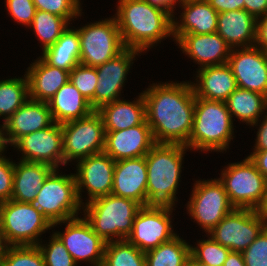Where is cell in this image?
<instances>
[{
	"label": "cell",
	"instance_id": "cell-1",
	"mask_svg": "<svg viewBox=\"0 0 267 266\" xmlns=\"http://www.w3.org/2000/svg\"><path fill=\"white\" fill-rule=\"evenodd\" d=\"M146 121L156 143L181 144L188 148L192 131L195 93L192 84H153L143 93Z\"/></svg>",
	"mask_w": 267,
	"mask_h": 266
},
{
	"label": "cell",
	"instance_id": "cell-2",
	"mask_svg": "<svg viewBox=\"0 0 267 266\" xmlns=\"http://www.w3.org/2000/svg\"><path fill=\"white\" fill-rule=\"evenodd\" d=\"M115 18L125 48L141 53L173 35V17L144 0H119Z\"/></svg>",
	"mask_w": 267,
	"mask_h": 266
},
{
	"label": "cell",
	"instance_id": "cell-3",
	"mask_svg": "<svg viewBox=\"0 0 267 266\" xmlns=\"http://www.w3.org/2000/svg\"><path fill=\"white\" fill-rule=\"evenodd\" d=\"M186 149L189 148L181 144L156 143L145 155L147 206L173 207Z\"/></svg>",
	"mask_w": 267,
	"mask_h": 266
},
{
	"label": "cell",
	"instance_id": "cell-4",
	"mask_svg": "<svg viewBox=\"0 0 267 266\" xmlns=\"http://www.w3.org/2000/svg\"><path fill=\"white\" fill-rule=\"evenodd\" d=\"M233 132V120L226 102L195 97L188 148L221 152L229 147Z\"/></svg>",
	"mask_w": 267,
	"mask_h": 266
},
{
	"label": "cell",
	"instance_id": "cell-5",
	"mask_svg": "<svg viewBox=\"0 0 267 266\" xmlns=\"http://www.w3.org/2000/svg\"><path fill=\"white\" fill-rule=\"evenodd\" d=\"M85 219L105 242L122 241L131 234L133 220L142 205L112 194L85 203Z\"/></svg>",
	"mask_w": 267,
	"mask_h": 266
},
{
	"label": "cell",
	"instance_id": "cell-6",
	"mask_svg": "<svg viewBox=\"0 0 267 266\" xmlns=\"http://www.w3.org/2000/svg\"><path fill=\"white\" fill-rule=\"evenodd\" d=\"M0 226L7 246H23L38 245L52 224L32 203L9 200L0 203Z\"/></svg>",
	"mask_w": 267,
	"mask_h": 266
},
{
	"label": "cell",
	"instance_id": "cell-7",
	"mask_svg": "<svg viewBox=\"0 0 267 266\" xmlns=\"http://www.w3.org/2000/svg\"><path fill=\"white\" fill-rule=\"evenodd\" d=\"M54 169L45 179L32 203L51 223L76 218L82 207L75 175H59Z\"/></svg>",
	"mask_w": 267,
	"mask_h": 266
},
{
	"label": "cell",
	"instance_id": "cell-8",
	"mask_svg": "<svg viewBox=\"0 0 267 266\" xmlns=\"http://www.w3.org/2000/svg\"><path fill=\"white\" fill-rule=\"evenodd\" d=\"M221 174L219 180L235 208L256 210L259 207L267 180L249 157L242 162L229 164Z\"/></svg>",
	"mask_w": 267,
	"mask_h": 266
},
{
	"label": "cell",
	"instance_id": "cell-9",
	"mask_svg": "<svg viewBox=\"0 0 267 266\" xmlns=\"http://www.w3.org/2000/svg\"><path fill=\"white\" fill-rule=\"evenodd\" d=\"M77 30L82 65L97 67L125 49L115 17L87 24Z\"/></svg>",
	"mask_w": 267,
	"mask_h": 266
},
{
	"label": "cell",
	"instance_id": "cell-10",
	"mask_svg": "<svg viewBox=\"0 0 267 266\" xmlns=\"http://www.w3.org/2000/svg\"><path fill=\"white\" fill-rule=\"evenodd\" d=\"M61 127L64 165L104 151V123L96 110L87 117L62 123Z\"/></svg>",
	"mask_w": 267,
	"mask_h": 266
},
{
	"label": "cell",
	"instance_id": "cell-11",
	"mask_svg": "<svg viewBox=\"0 0 267 266\" xmlns=\"http://www.w3.org/2000/svg\"><path fill=\"white\" fill-rule=\"evenodd\" d=\"M191 195L188 213L206 232L235 209L219 179L196 181Z\"/></svg>",
	"mask_w": 267,
	"mask_h": 266
},
{
	"label": "cell",
	"instance_id": "cell-12",
	"mask_svg": "<svg viewBox=\"0 0 267 266\" xmlns=\"http://www.w3.org/2000/svg\"><path fill=\"white\" fill-rule=\"evenodd\" d=\"M266 226L256 210L235 208L207 234L231 251L242 253Z\"/></svg>",
	"mask_w": 267,
	"mask_h": 266
},
{
	"label": "cell",
	"instance_id": "cell-13",
	"mask_svg": "<svg viewBox=\"0 0 267 266\" xmlns=\"http://www.w3.org/2000/svg\"><path fill=\"white\" fill-rule=\"evenodd\" d=\"M172 206H142L133 220V229L126 240L140 251L147 252L169 241L173 233L171 219Z\"/></svg>",
	"mask_w": 267,
	"mask_h": 266
},
{
	"label": "cell",
	"instance_id": "cell-14",
	"mask_svg": "<svg viewBox=\"0 0 267 266\" xmlns=\"http://www.w3.org/2000/svg\"><path fill=\"white\" fill-rule=\"evenodd\" d=\"M60 223L67 224L65 232L54 233L63 242L75 263L83 260L91 262L93 266H102L106 242L94 232L91 224L85 218L76 217L54 223L52 227Z\"/></svg>",
	"mask_w": 267,
	"mask_h": 266
},
{
	"label": "cell",
	"instance_id": "cell-15",
	"mask_svg": "<svg viewBox=\"0 0 267 266\" xmlns=\"http://www.w3.org/2000/svg\"><path fill=\"white\" fill-rule=\"evenodd\" d=\"M14 147L22 151V161L46 163L57 169L59 163L64 165L63 134L59 123L24 135L14 144Z\"/></svg>",
	"mask_w": 267,
	"mask_h": 266
},
{
	"label": "cell",
	"instance_id": "cell-16",
	"mask_svg": "<svg viewBox=\"0 0 267 266\" xmlns=\"http://www.w3.org/2000/svg\"><path fill=\"white\" fill-rule=\"evenodd\" d=\"M240 50V51H239ZM227 64L237 87L258 92L267 97V53L257 46L231 50Z\"/></svg>",
	"mask_w": 267,
	"mask_h": 266
},
{
	"label": "cell",
	"instance_id": "cell-17",
	"mask_svg": "<svg viewBox=\"0 0 267 266\" xmlns=\"http://www.w3.org/2000/svg\"><path fill=\"white\" fill-rule=\"evenodd\" d=\"M77 166L76 186L80 203L81 190L85 187L89 194L88 202L110 195L113 187L115 160L107 153L100 152L80 159Z\"/></svg>",
	"mask_w": 267,
	"mask_h": 266
},
{
	"label": "cell",
	"instance_id": "cell-18",
	"mask_svg": "<svg viewBox=\"0 0 267 266\" xmlns=\"http://www.w3.org/2000/svg\"><path fill=\"white\" fill-rule=\"evenodd\" d=\"M140 51L125 48L113 59L96 67L98 79L94 93V110L102 105L113 102L118 98L126 80L133 58Z\"/></svg>",
	"mask_w": 267,
	"mask_h": 266
},
{
	"label": "cell",
	"instance_id": "cell-19",
	"mask_svg": "<svg viewBox=\"0 0 267 266\" xmlns=\"http://www.w3.org/2000/svg\"><path fill=\"white\" fill-rule=\"evenodd\" d=\"M155 144L146 120L127 129L105 131L104 152L115 161L145 156Z\"/></svg>",
	"mask_w": 267,
	"mask_h": 266
},
{
	"label": "cell",
	"instance_id": "cell-20",
	"mask_svg": "<svg viewBox=\"0 0 267 266\" xmlns=\"http://www.w3.org/2000/svg\"><path fill=\"white\" fill-rule=\"evenodd\" d=\"M29 99L1 126L5 131L3 136L6 145L9 143L13 146L24 135L45 129L54 123L48 102Z\"/></svg>",
	"mask_w": 267,
	"mask_h": 266
},
{
	"label": "cell",
	"instance_id": "cell-21",
	"mask_svg": "<svg viewBox=\"0 0 267 266\" xmlns=\"http://www.w3.org/2000/svg\"><path fill=\"white\" fill-rule=\"evenodd\" d=\"M183 53L189 55L202 68L222 65L228 62L231 47L217 33L211 34H173Z\"/></svg>",
	"mask_w": 267,
	"mask_h": 266
},
{
	"label": "cell",
	"instance_id": "cell-22",
	"mask_svg": "<svg viewBox=\"0 0 267 266\" xmlns=\"http://www.w3.org/2000/svg\"><path fill=\"white\" fill-rule=\"evenodd\" d=\"M111 194L130 198L147 206V166L145 156L115 161Z\"/></svg>",
	"mask_w": 267,
	"mask_h": 266
},
{
	"label": "cell",
	"instance_id": "cell-23",
	"mask_svg": "<svg viewBox=\"0 0 267 266\" xmlns=\"http://www.w3.org/2000/svg\"><path fill=\"white\" fill-rule=\"evenodd\" d=\"M197 72L198 83H192L195 97L225 102L237 88L236 79L227 63L205 66Z\"/></svg>",
	"mask_w": 267,
	"mask_h": 266
},
{
	"label": "cell",
	"instance_id": "cell-24",
	"mask_svg": "<svg viewBox=\"0 0 267 266\" xmlns=\"http://www.w3.org/2000/svg\"><path fill=\"white\" fill-rule=\"evenodd\" d=\"M29 98L48 102L69 80V72L47 64L41 57L26 72Z\"/></svg>",
	"mask_w": 267,
	"mask_h": 266
},
{
	"label": "cell",
	"instance_id": "cell-25",
	"mask_svg": "<svg viewBox=\"0 0 267 266\" xmlns=\"http://www.w3.org/2000/svg\"><path fill=\"white\" fill-rule=\"evenodd\" d=\"M181 23L173 18V34H211L217 31L218 12L207 0H184Z\"/></svg>",
	"mask_w": 267,
	"mask_h": 266
},
{
	"label": "cell",
	"instance_id": "cell-26",
	"mask_svg": "<svg viewBox=\"0 0 267 266\" xmlns=\"http://www.w3.org/2000/svg\"><path fill=\"white\" fill-rule=\"evenodd\" d=\"M256 21L245 9L219 13L216 32L231 49L254 46Z\"/></svg>",
	"mask_w": 267,
	"mask_h": 266
},
{
	"label": "cell",
	"instance_id": "cell-27",
	"mask_svg": "<svg viewBox=\"0 0 267 266\" xmlns=\"http://www.w3.org/2000/svg\"><path fill=\"white\" fill-rule=\"evenodd\" d=\"M46 163H14L13 192L11 200L33 203L45 179L54 170Z\"/></svg>",
	"mask_w": 267,
	"mask_h": 266
},
{
	"label": "cell",
	"instance_id": "cell-28",
	"mask_svg": "<svg viewBox=\"0 0 267 266\" xmlns=\"http://www.w3.org/2000/svg\"><path fill=\"white\" fill-rule=\"evenodd\" d=\"M102 117L105 131H119L142 124L146 120L145 101L141 93L136 101L115 100L96 110Z\"/></svg>",
	"mask_w": 267,
	"mask_h": 266
},
{
	"label": "cell",
	"instance_id": "cell-29",
	"mask_svg": "<svg viewBox=\"0 0 267 266\" xmlns=\"http://www.w3.org/2000/svg\"><path fill=\"white\" fill-rule=\"evenodd\" d=\"M48 105L54 122L59 124L87 117L94 111L90 102L69 80L58 89Z\"/></svg>",
	"mask_w": 267,
	"mask_h": 266
},
{
	"label": "cell",
	"instance_id": "cell-30",
	"mask_svg": "<svg viewBox=\"0 0 267 266\" xmlns=\"http://www.w3.org/2000/svg\"><path fill=\"white\" fill-rule=\"evenodd\" d=\"M42 59L49 65L70 72L80 64V38L77 29H67L50 47L42 50Z\"/></svg>",
	"mask_w": 267,
	"mask_h": 266
},
{
	"label": "cell",
	"instance_id": "cell-31",
	"mask_svg": "<svg viewBox=\"0 0 267 266\" xmlns=\"http://www.w3.org/2000/svg\"><path fill=\"white\" fill-rule=\"evenodd\" d=\"M225 102L231 117L235 116L252 126L258 123L259 117L267 109L265 95L240 87H237Z\"/></svg>",
	"mask_w": 267,
	"mask_h": 266
},
{
	"label": "cell",
	"instance_id": "cell-32",
	"mask_svg": "<svg viewBox=\"0 0 267 266\" xmlns=\"http://www.w3.org/2000/svg\"><path fill=\"white\" fill-rule=\"evenodd\" d=\"M190 245L179 235L145 252L146 266H188Z\"/></svg>",
	"mask_w": 267,
	"mask_h": 266
},
{
	"label": "cell",
	"instance_id": "cell-33",
	"mask_svg": "<svg viewBox=\"0 0 267 266\" xmlns=\"http://www.w3.org/2000/svg\"><path fill=\"white\" fill-rule=\"evenodd\" d=\"M29 99L28 81L24 78H11L0 81V116L4 122Z\"/></svg>",
	"mask_w": 267,
	"mask_h": 266
},
{
	"label": "cell",
	"instance_id": "cell-34",
	"mask_svg": "<svg viewBox=\"0 0 267 266\" xmlns=\"http://www.w3.org/2000/svg\"><path fill=\"white\" fill-rule=\"evenodd\" d=\"M102 266H146L145 252L127 240L106 242Z\"/></svg>",
	"mask_w": 267,
	"mask_h": 266
},
{
	"label": "cell",
	"instance_id": "cell-35",
	"mask_svg": "<svg viewBox=\"0 0 267 266\" xmlns=\"http://www.w3.org/2000/svg\"><path fill=\"white\" fill-rule=\"evenodd\" d=\"M68 21L58 15L37 10L30 27L42 41L43 49L53 45L68 27Z\"/></svg>",
	"mask_w": 267,
	"mask_h": 266
},
{
	"label": "cell",
	"instance_id": "cell-36",
	"mask_svg": "<svg viewBox=\"0 0 267 266\" xmlns=\"http://www.w3.org/2000/svg\"><path fill=\"white\" fill-rule=\"evenodd\" d=\"M0 266H45L37 245L7 246Z\"/></svg>",
	"mask_w": 267,
	"mask_h": 266
},
{
	"label": "cell",
	"instance_id": "cell-37",
	"mask_svg": "<svg viewBox=\"0 0 267 266\" xmlns=\"http://www.w3.org/2000/svg\"><path fill=\"white\" fill-rule=\"evenodd\" d=\"M231 250L215 242L211 237L199 241L197 247L190 246V256L201 263L210 266H223Z\"/></svg>",
	"mask_w": 267,
	"mask_h": 266
},
{
	"label": "cell",
	"instance_id": "cell-38",
	"mask_svg": "<svg viewBox=\"0 0 267 266\" xmlns=\"http://www.w3.org/2000/svg\"><path fill=\"white\" fill-rule=\"evenodd\" d=\"M97 79L98 75L96 67L78 64L69 72V81L90 102V105L93 109Z\"/></svg>",
	"mask_w": 267,
	"mask_h": 266
},
{
	"label": "cell",
	"instance_id": "cell-39",
	"mask_svg": "<svg viewBox=\"0 0 267 266\" xmlns=\"http://www.w3.org/2000/svg\"><path fill=\"white\" fill-rule=\"evenodd\" d=\"M51 238L47 246L40 243L37 245L42 253L45 266H76L60 238L55 233Z\"/></svg>",
	"mask_w": 267,
	"mask_h": 266
},
{
	"label": "cell",
	"instance_id": "cell-40",
	"mask_svg": "<svg viewBox=\"0 0 267 266\" xmlns=\"http://www.w3.org/2000/svg\"><path fill=\"white\" fill-rule=\"evenodd\" d=\"M33 3L37 10L61 16L68 22L81 16L80 0H33Z\"/></svg>",
	"mask_w": 267,
	"mask_h": 266
},
{
	"label": "cell",
	"instance_id": "cell-41",
	"mask_svg": "<svg viewBox=\"0 0 267 266\" xmlns=\"http://www.w3.org/2000/svg\"><path fill=\"white\" fill-rule=\"evenodd\" d=\"M242 255L246 266H267V226Z\"/></svg>",
	"mask_w": 267,
	"mask_h": 266
},
{
	"label": "cell",
	"instance_id": "cell-42",
	"mask_svg": "<svg viewBox=\"0 0 267 266\" xmlns=\"http://www.w3.org/2000/svg\"><path fill=\"white\" fill-rule=\"evenodd\" d=\"M7 11L11 17L22 25L30 26L36 14L33 0H6Z\"/></svg>",
	"mask_w": 267,
	"mask_h": 266
},
{
	"label": "cell",
	"instance_id": "cell-43",
	"mask_svg": "<svg viewBox=\"0 0 267 266\" xmlns=\"http://www.w3.org/2000/svg\"><path fill=\"white\" fill-rule=\"evenodd\" d=\"M0 154V203L9 201L13 192L14 162Z\"/></svg>",
	"mask_w": 267,
	"mask_h": 266
},
{
	"label": "cell",
	"instance_id": "cell-44",
	"mask_svg": "<svg viewBox=\"0 0 267 266\" xmlns=\"http://www.w3.org/2000/svg\"><path fill=\"white\" fill-rule=\"evenodd\" d=\"M207 1L218 13L244 9V0H207Z\"/></svg>",
	"mask_w": 267,
	"mask_h": 266
},
{
	"label": "cell",
	"instance_id": "cell-45",
	"mask_svg": "<svg viewBox=\"0 0 267 266\" xmlns=\"http://www.w3.org/2000/svg\"><path fill=\"white\" fill-rule=\"evenodd\" d=\"M257 44V45H256ZM254 46L267 53V15L256 21V35Z\"/></svg>",
	"mask_w": 267,
	"mask_h": 266
},
{
	"label": "cell",
	"instance_id": "cell-46",
	"mask_svg": "<svg viewBox=\"0 0 267 266\" xmlns=\"http://www.w3.org/2000/svg\"><path fill=\"white\" fill-rule=\"evenodd\" d=\"M244 9L256 19L267 15V0H244Z\"/></svg>",
	"mask_w": 267,
	"mask_h": 266
},
{
	"label": "cell",
	"instance_id": "cell-47",
	"mask_svg": "<svg viewBox=\"0 0 267 266\" xmlns=\"http://www.w3.org/2000/svg\"><path fill=\"white\" fill-rule=\"evenodd\" d=\"M248 157L256 165L257 170L267 180V150L254 151Z\"/></svg>",
	"mask_w": 267,
	"mask_h": 266
},
{
	"label": "cell",
	"instance_id": "cell-48",
	"mask_svg": "<svg viewBox=\"0 0 267 266\" xmlns=\"http://www.w3.org/2000/svg\"><path fill=\"white\" fill-rule=\"evenodd\" d=\"M254 149V151L267 150V115H265L263 122L260 124Z\"/></svg>",
	"mask_w": 267,
	"mask_h": 266
},
{
	"label": "cell",
	"instance_id": "cell-49",
	"mask_svg": "<svg viewBox=\"0 0 267 266\" xmlns=\"http://www.w3.org/2000/svg\"><path fill=\"white\" fill-rule=\"evenodd\" d=\"M223 266H246L241 252L231 251Z\"/></svg>",
	"mask_w": 267,
	"mask_h": 266
},
{
	"label": "cell",
	"instance_id": "cell-50",
	"mask_svg": "<svg viewBox=\"0 0 267 266\" xmlns=\"http://www.w3.org/2000/svg\"><path fill=\"white\" fill-rule=\"evenodd\" d=\"M256 211L267 222V181L265 184L263 200Z\"/></svg>",
	"mask_w": 267,
	"mask_h": 266
},
{
	"label": "cell",
	"instance_id": "cell-51",
	"mask_svg": "<svg viewBox=\"0 0 267 266\" xmlns=\"http://www.w3.org/2000/svg\"><path fill=\"white\" fill-rule=\"evenodd\" d=\"M147 3H149L152 6L159 7L161 9L167 10L172 16L173 15V10L163 1V0H144Z\"/></svg>",
	"mask_w": 267,
	"mask_h": 266
},
{
	"label": "cell",
	"instance_id": "cell-52",
	"mask_svg": "<svg viewBox=\"0 0 267 266\" xmlns=\"http://www.w3.org/2000/svg\"><path fill=\"white\" fill-rule=\"evenodd\" d=\"M7 248V244L4 240V237H3V233H2V229H1V226H0V262L4 256V253H5V250Z\"/></svg>",
	"mask_w": 267,
	"mask_h": 266
},
{
	"label": "cell",
	"instance_id": "cell-53",
	"mask_svg": "<svg viewBox=\"0 0 267 266\" xmlns=\"http://www.w3.org/2000/svg\"><path fill=\"white\" fill-rule=\"evenodd\" d=\"M2 129V130H1ZM3 128H0V154H2L6 148V144L4 141V136H3Z\"/></svg>",
	"mask_w": 267,
	"mask_h": 266
},
{
	"label": "cell",
	"instance_id": "cell-54",
	"mask_svg": "<svg viewBox=\"0 0 267 266\" xmlns=\"http://www.w3.org/2000/svg\"><path fill=\"white\" fill-rule=\"evenodd\" d=\"M188 266H210L209 264L206 263H201L196 260H194L191 256L188 261Z\"/></svg>",
	"mask_w": 267,
	"mask_h": 266
},
{
	"label": "cell",
	"instance_id": "cell-55",
	"mask_svg": "<svg viewBox=\"0 0 267 266\" xmlns=\"http://www.w3.org/2000/svg\"><path fill=\"white\" fill-rule=\"evenodd\" d=\"M172 10L174 9L173 7L175 6L176 2H179L180 4H182L184 2V0H163Z\"/></svg>",
	"mask_w": 267,
	"mask_h": 266
}]
</instances>
